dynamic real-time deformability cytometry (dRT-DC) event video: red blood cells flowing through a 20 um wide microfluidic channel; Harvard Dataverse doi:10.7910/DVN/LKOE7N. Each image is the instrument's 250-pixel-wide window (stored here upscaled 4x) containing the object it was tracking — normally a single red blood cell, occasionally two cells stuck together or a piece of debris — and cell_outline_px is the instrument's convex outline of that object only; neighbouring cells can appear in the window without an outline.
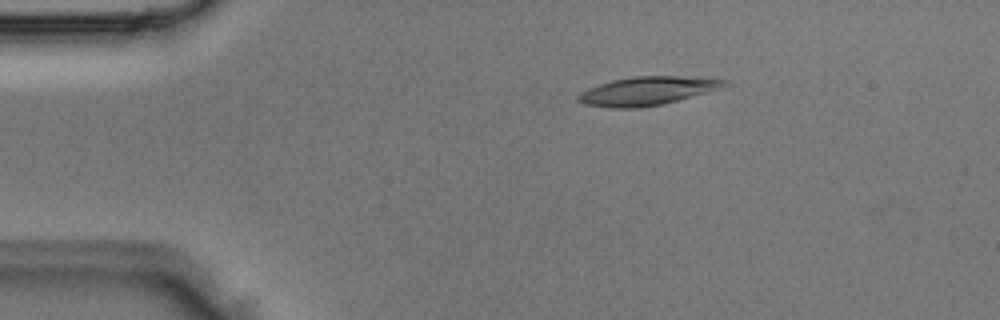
{"species": "Egyptian fruit bat (a non-hibernating species)", "species_latin": "Rousettus aegyptiacus", "temperature_condition": "room temperature", "stored_images_in_passage": 2, "camera_frame_rate_fps": 3000, "um_per_image_px": 0.085, "animal": {"sex": "male"}, "frame": {"image": 1, "passage_image": 1, "time_ms": 0.0, "image_size_px": [1000, 320], "cell_outline_px": [[732, 84], [724, 88], [660, 104], [640, 108], [612, 108], [584, 104], [576, 100], [576, 96], [580, 92], [588, 88], [612, 80], [632, 76], [676, 76], [728, 80]], "centroid_in_image_um": [55.01, 7.73], "position_along_channel_um": 30.0, "area_um2": 24.28}}